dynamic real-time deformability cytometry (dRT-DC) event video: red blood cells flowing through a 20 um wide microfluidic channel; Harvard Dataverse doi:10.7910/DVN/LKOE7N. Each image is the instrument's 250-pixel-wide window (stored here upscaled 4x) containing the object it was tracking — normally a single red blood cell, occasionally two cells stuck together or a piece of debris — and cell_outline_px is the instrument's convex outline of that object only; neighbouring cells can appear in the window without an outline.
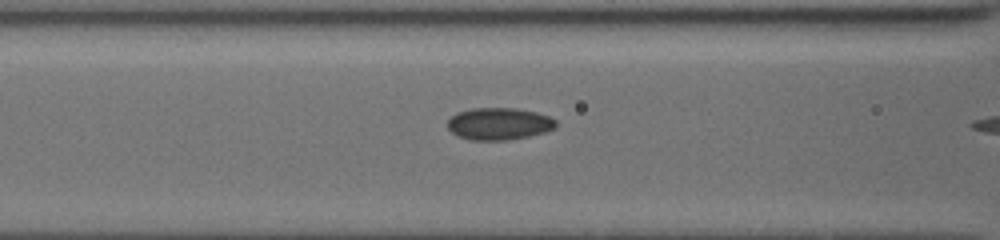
{"species": "common noctule bat (a hibernating species)", "species_latin": "Nyctalus noctula", "temperature_condition": "cold", "stored_images_in_passage": 15, "camera_frame_rate_fps": 3000, "um_per_image_px": 0.085, "animal": {"sex": "female", "body_mass_g": 19.5, "forearm_length_mm": 54.1}, "frame": {"image": 1, "passage_image": 8, "time_ms": 2.0, "image_size_px": [1000, 240], "cell_outline_px": [[556, 128], [544, 132], [528, 136], [504, 140], [472, 140], [460, 136], [452, 132], [448, 128], [448, 120], [456, 112], [472, 108], [516, 108], [536, 112], [548, 116], [556, 120]], "centroid_in_image_um": [42.42, 10.51], "position_along_channel_um": 124.2, "area_um2": 20.17}}
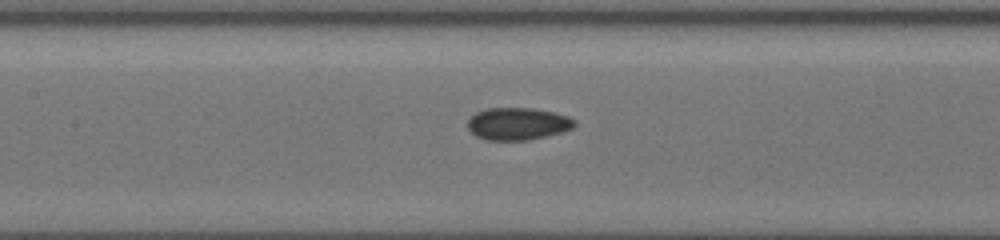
{"frame": {"image": 2, "passage_image": 13, "time_ms": 3.0, "image_size_px": [1000, 240], "cell_outline_px": [[576, 124], [572, 128], [560, 132], [528, 140], [488, 140], [476, 136], [468, 128], [468, 120], [476, 112], [488, 108], [532, 108], [552, 112], [568, 116], [576, 120]], "centroid_in_image_um": [44.0, 10.51], "position_along_channel_um": 163.4, "area_um2": 19.94}}